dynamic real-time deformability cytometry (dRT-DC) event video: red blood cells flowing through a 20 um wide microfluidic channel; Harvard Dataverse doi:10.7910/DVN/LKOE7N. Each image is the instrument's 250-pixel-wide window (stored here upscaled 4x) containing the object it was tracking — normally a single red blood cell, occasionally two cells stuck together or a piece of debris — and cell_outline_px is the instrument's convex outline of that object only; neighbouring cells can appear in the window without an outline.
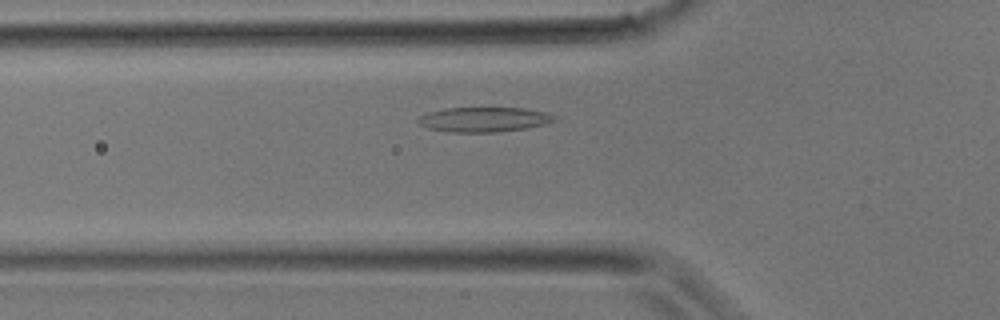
{"species": "common noctule bat (a hibernating species)", "species_latin": "Nyctalus noctula", "temperature_condition": "room temperature", "stored_images_in_passage": 29, "camera_frame_rate_fps": 3000, "um_per_image_px": 0.085, "animal": {"sex": "male", "body_mass_g": 17.9}, "frame": {"image": 1, "passage_image": 5, "time_ms": 1.333, "image_size_px": [1000, 320], "cell_outline_px": [[556, 120], [544, 124], [528, 128], [500, 132], [452, 132], [428, 128], [420, 124], [416, 120], [420, 116], [428, 112], [444, 108], [524, 108], [548, 112], [556, 116]], "centroid_in_image_um": [41.16, 10.15], "position_along_channel_um": 84.6, "area_um2": 19.77}}
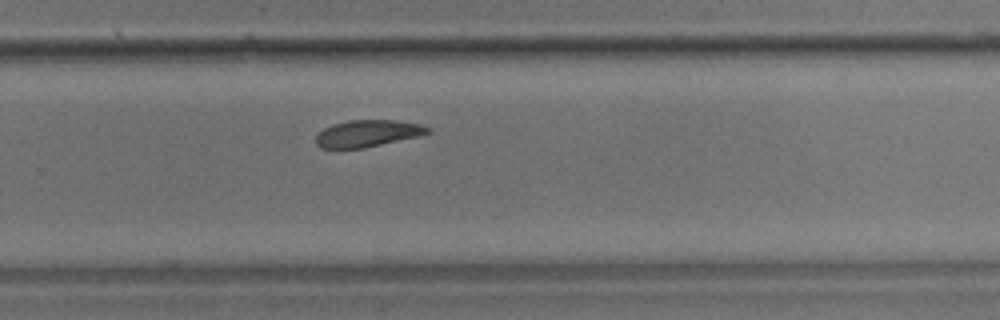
{"frame": {"image": 2, "passage_image": 17, "time_ms": 5.333, "image_size_px": [1000, 320], "cell_outline_px": [[432, 132], [416, 136], [364, 148], [320, 148], [316, 144], [316, 136], [324, 128], [332, 124], [348, 120], [392, 120], [420, 124], [428, 128]], "centroid_in_image_um": [31.2, 11.34], "position_along_channel_um": 298.6, "area_um2": 17.22}}
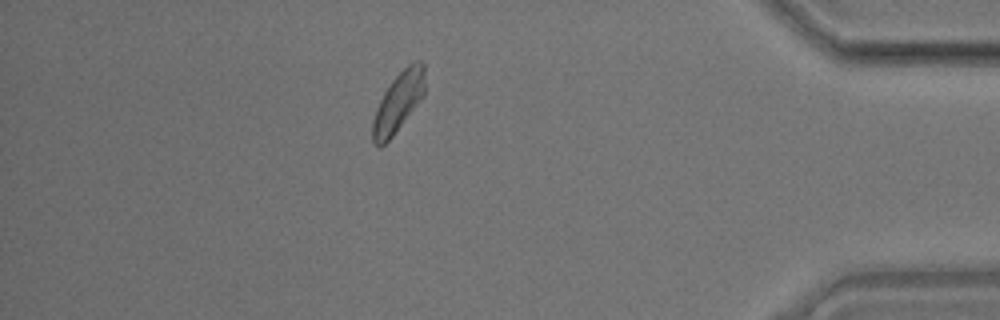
{"frame": {"image": 3, "passage_image": 25, "time_ms": 8.0, "image_size_px": [1000, 320], "cell_outline_px": [[424, 96], [392, 136], [380, 148], [376, 148], [372, 140], [372, 120], [376, 108], [384, 92], [392, 80], [412, 60], [420, 60], [424, 64]], "centroid_in_image_um": [33.84, 8.68], "position_along_channel_um": 401.4, "area_um2": 18.15}}